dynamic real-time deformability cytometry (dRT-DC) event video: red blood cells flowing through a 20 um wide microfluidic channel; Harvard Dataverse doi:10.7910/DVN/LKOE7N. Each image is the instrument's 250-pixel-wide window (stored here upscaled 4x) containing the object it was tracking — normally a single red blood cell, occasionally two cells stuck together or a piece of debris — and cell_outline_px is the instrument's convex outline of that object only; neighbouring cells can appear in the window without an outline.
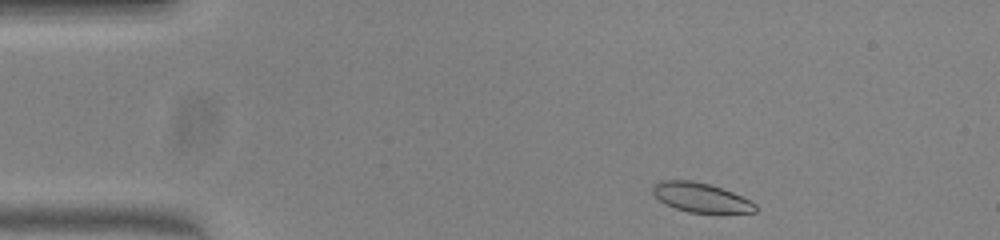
{"species": "common noctule bat (a hibernating species)", "species_latin": "Nyctalus noctula", "temperature_condition": "warm", "stored_images_in_passage": 46, "camera_frame_rate_fps": 3000, "um_per_image_px": 0.085, "animal": {"sex": "female", "body_mass_g": 23.0, "forearm_length_mm": 53.4}, "frame": {"image": 1, "passage_image": 2, "time_ms": 0.333, "image_size_px": [1000, 240], "cell_outline_px": [[756, 212], [688, 212], [664, 204], [652, 192], [652, 184], [660, 180], [692, 180], [708, 184], [732, 192], [756, 204]], "centroid_in_image_um": [59.5, 16.77], "position_along_channel_um": 25.5, "area_um2": 17.28}}
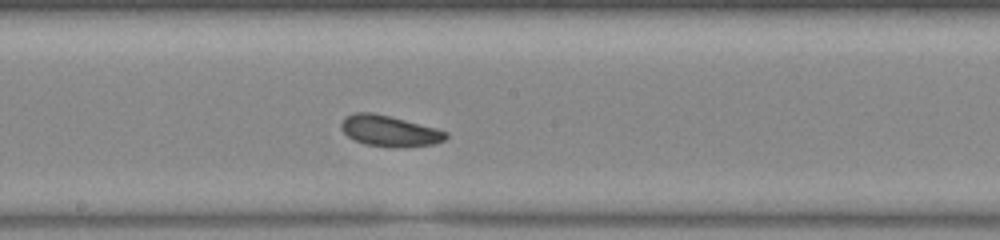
{"frame": {"image": 2, "passage_image": 22, "time_ms": 7.0, "image_size_px": [1000, 240], "cell_outline_px": [[448, 136], [444, 140], [432, 144], [396, 148], [392, 148], [364, 144], [348, 136], [340, 128], [340, 124], [348, 116], [356, 112], [372, 112], [436, 128], [448, 132]], "centroid_in_image_um": [33.11, 11.14], "position_along_channel_um": 215.1, "area_um2": 18.67}}
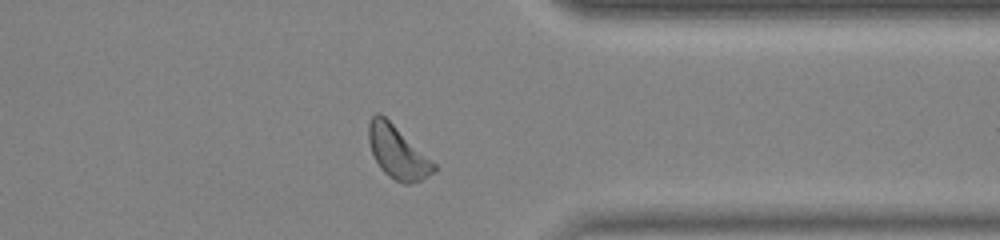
{"frame": {"image": 3, "passage_image": 35, "time_ms": 11.333, "image_size_px": [1000, 240], "cell_outline_px": [[436, 168], [432, 172], [420, 180], [408, 184], [404, 184], [388, 176], [380, 168], [372, 152], [368, 140], [368, 124], [372, 116], [376, 112], [380, 112], [436, 164]], "centroid_in_image_um": [33.75, 12.92], "position_along_channel_um": 377.6, "area_um2": 19.65}}